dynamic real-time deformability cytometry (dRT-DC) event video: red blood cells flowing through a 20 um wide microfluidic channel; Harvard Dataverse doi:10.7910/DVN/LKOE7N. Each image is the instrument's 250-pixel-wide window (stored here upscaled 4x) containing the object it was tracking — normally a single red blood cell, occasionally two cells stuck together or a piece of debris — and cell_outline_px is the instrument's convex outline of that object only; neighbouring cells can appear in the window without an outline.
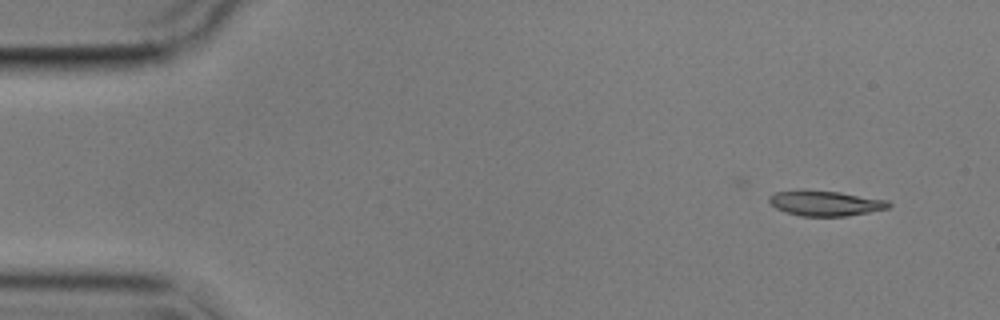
{"species": "common noctule bat (a hibernating species)", "species_latin": "Nyctalus noctula", "temperature_condition": "cold", "stored_images_in_passage": 7, "camera_frame_rate_fps": 3000, "um_per_image_px": 0.085, "animal": {"sex": "male", "body_mass_g": 17.9}, "frame": {"image": 1, "passage_image": 3, "time_ms": 2.333, "image_size_px": [1000, 320], "cell_outline_px": [[892, 204], [888, 208], [848, 216], [800, 216], [776, 208], [768, 200], [768, 196], [776, 192], [796, 188], [804, 188], [840, 192], [888, 200]], "centroid_in_image_um": [70.12, 17.24], "position_along_channel_um": 14.9, "area_um2": 17.92}}
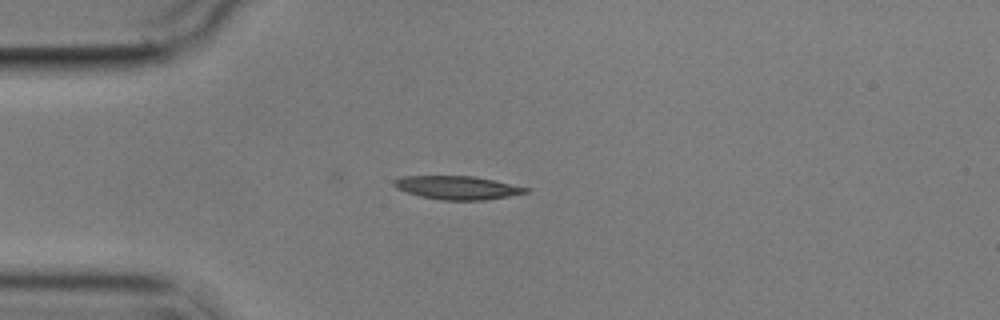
{"frame": {"image": 2, "passage_image": 6, "time_ms": 5.667, "image_size_px": [1000, 320], "cell_outline_px": [[532, 188], [528, 192], [508, 196], [484, 200], [440, 200], [420, 196], [396, 188], [392, 184], [392, 180], [400, 176], [476, 176]], "centroid_in_image_um": [38.88, 15.94], "position_along_channel_um": 46.1, "area_um2": 18.15}}